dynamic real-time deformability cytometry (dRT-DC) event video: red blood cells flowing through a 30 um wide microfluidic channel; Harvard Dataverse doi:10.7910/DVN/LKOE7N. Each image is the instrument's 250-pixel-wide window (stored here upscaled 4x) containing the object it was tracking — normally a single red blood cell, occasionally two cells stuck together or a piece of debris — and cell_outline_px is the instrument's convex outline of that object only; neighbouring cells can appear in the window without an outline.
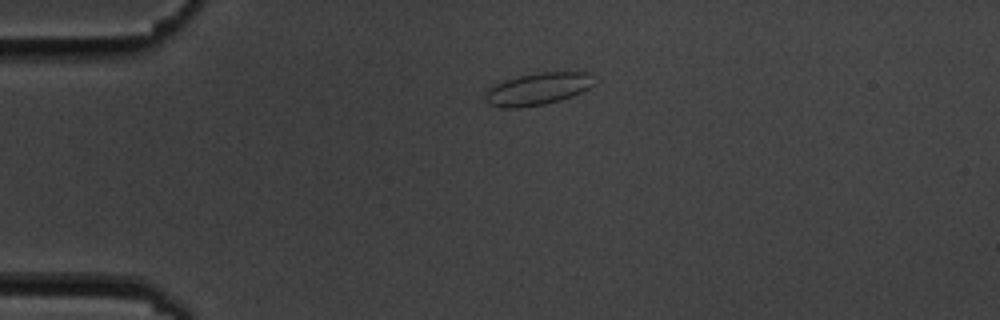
{"species": "common noctule bat (a hibernating species)", "species_latin": "Nyctalus noctula", "temperature_condition": "cold", "stored_images_in_passage": 2, "camera_frame_rate_fps": 3000, "um_per_image_px": 0.085, "animal": {"sex": "male", "body_mass_g": 19.5, "forearm_length_mm": 54.6}, "frame": {"image": 1, "passage_image": 1, "time_ms": 0.0, "image_size_px": [1000, 320], "cell_outline_px": [[592, 84], [588, 88], [572, 96], [560, 100], [544, 104], [520, 108], [500, 108], [488, 104], [484, 100], [484, 88], [492, 84], [504, 80], [520, 76], [540, 72], [588, 72]], "centroid_in_image_um": [45.56, 7.58], "position_along_channel_um": 39.4, "area_um2": 20.52}}